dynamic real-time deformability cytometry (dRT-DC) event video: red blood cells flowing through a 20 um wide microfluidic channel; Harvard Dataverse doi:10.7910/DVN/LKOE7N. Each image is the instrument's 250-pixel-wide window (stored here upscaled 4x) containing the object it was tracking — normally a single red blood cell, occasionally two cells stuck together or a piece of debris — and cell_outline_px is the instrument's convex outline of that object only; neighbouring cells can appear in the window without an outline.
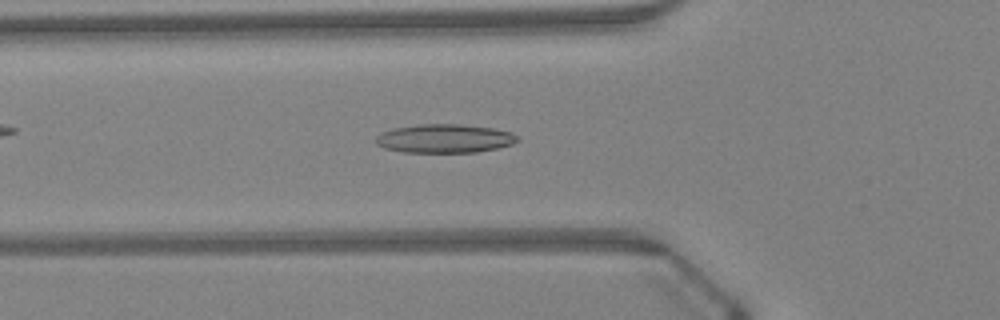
{"species": "Egyptian fruit bat (a non-hibernating species)", "species_latin": "Rousettus aegyptiacus", "temperature_condition": "warm", "stored_images_in_passage": 46, "camera_frame_rate_fps": 3000, "um_per_image_px": 0.085, "animal": {"sex": "female"}, "frame": {"image": 1, "passage_image": 16, "time_ms": 5.0, "image_size_px": [1000, 320], "cell_outline_px": [[520, 140], [512, 144], [496, 148], [476, 152], [400, 152], [384, 148], [376, 144], [376, 136], [380, 132], [392, 128], [420, 124], [460, 124], [492, 128], [512, 132]], "centroid_in_image_um": [37.75, 11.77], "position_along_channel_um": 88.1, "area_um2": 23.76}}
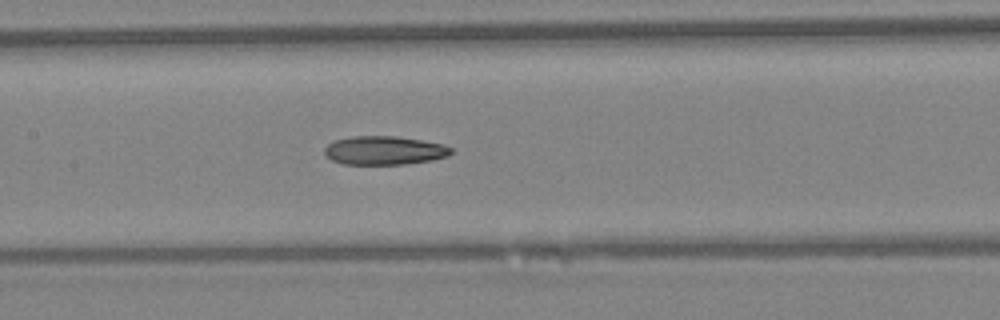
{"frame": {"image": 2, "passage_image": 22, "time_ms": 7.0, "image_size_px": [1000, 320], "cell_outline_px": [[452, 152], [448, 156], [432, 160], [404, 164], [344, 164], [332, 160], [324, 152], [324, 148], [328, 144], [336, 140], [352, 136], [396, 136], [420, 140], [440, 144], [452, 148]], "centroid_in_image_um": [32.66, 12.79], "position_along_channel_um": 174.7, "area_um2": 20.92}}
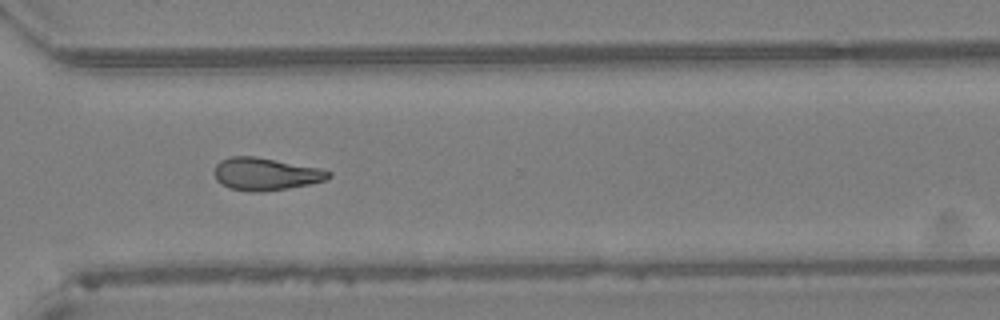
{"frame": {"image": 3, "passage_image": 34, "time_ms": 11.0, "image_size_px": [1000, 320], "cell_outline_px": [[332, 176], [328, 180], [288, 188], [264, 192], [252, 192], [228, 188], [220, 184], [216, 180], [216, 164], [220, 160], [232, 156], [256, 156], [320, 168], [332, 172]], "centroid_in_image_um": [22.6, 14.79], "position_along_channel_um": 348.0, "area_um2": 21.79}}